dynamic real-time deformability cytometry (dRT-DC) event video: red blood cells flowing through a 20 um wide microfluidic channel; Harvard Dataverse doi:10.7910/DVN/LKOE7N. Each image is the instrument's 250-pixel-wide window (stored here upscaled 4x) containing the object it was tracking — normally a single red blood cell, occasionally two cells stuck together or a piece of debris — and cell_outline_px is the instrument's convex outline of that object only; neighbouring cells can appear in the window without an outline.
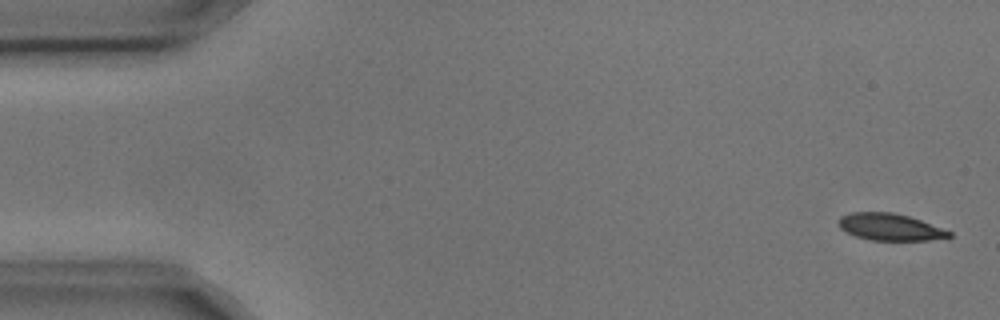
{"species": "common noctule bat (a hibernating species)", "species_latin": "Nyctalus noctula", "temperature_condition": "cold", "stored_images_in_passage": 4, "camera_frame_rate_fps": 3000, "um_per_image_px": 0.085, "animal": {"sex": "male", "body_mass_g": 17.9, "forearm_length_mm": 54.2}, "frame": {"image": 1, "passage_image": 1, "time_ms": 0.0, "image_size_px": [1000, 320], "cell_outline_px": [[952, 236], [928, 240], [872, 240], [856, 236], [840, 228], [840, 216], [852, 212], [892, 212], [908, 216], [920, 220], [952, 232]], "centroid_in_image_um": [75.65, 19.29], "position_along_channel_um": 9.4, "area_um2": 16.99}}
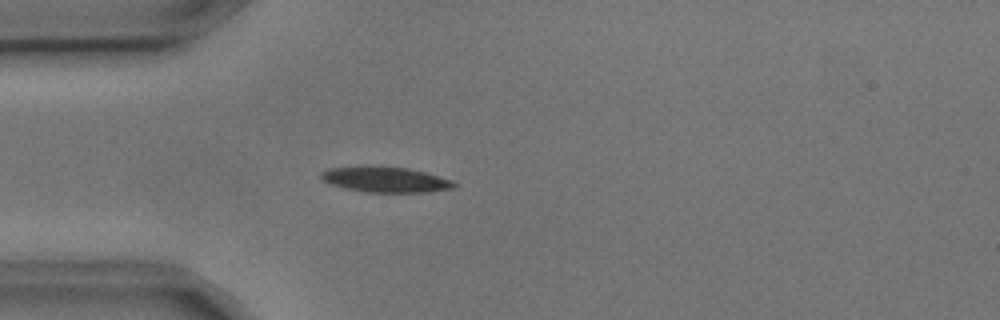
{"frame": {"image": 2, "passage_image": 4, "time_ms": 1.0, "image_size_px": [1000, 320], "cell_outline_px": [[460, 184], [456, 188], [428, 192], [368, 192], [344, 188], [332, 184], [324, 180], [320, 176], [320, 172], [328, 168], [364, 164], [380, 164], [408, 168], [424, 172], [452, 180]], "centroid_in_image_um": [32.76, 15.22], "position_along_channel_um": 52.2, "area_um2": 20.46}}